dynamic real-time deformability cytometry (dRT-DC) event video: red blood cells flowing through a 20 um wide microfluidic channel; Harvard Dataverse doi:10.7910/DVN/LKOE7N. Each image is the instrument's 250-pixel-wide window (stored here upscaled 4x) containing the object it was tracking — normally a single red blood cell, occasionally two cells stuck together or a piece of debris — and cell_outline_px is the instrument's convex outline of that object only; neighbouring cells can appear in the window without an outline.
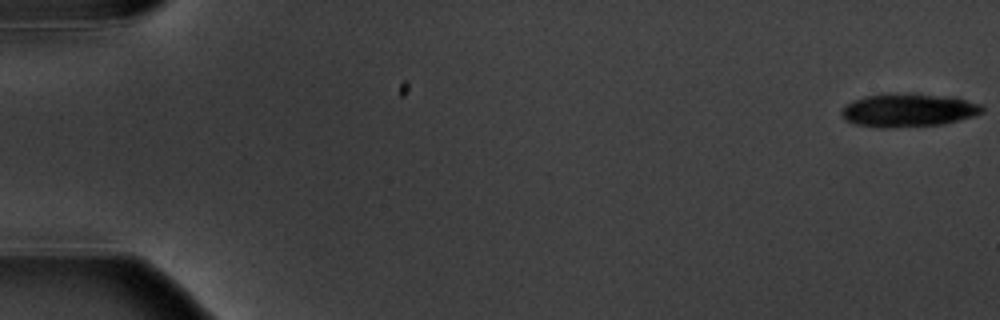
{"species": "common noctule bat (a hibernating species)", "species_latin": "Nyctalus noctula", "temperature_condition": "warm", "stored_images_in_passage": 6, "camera_frame_rate_fps": 3000, "um_per_image_px": 0.085, "animal": {"sex": "male", "body_mass_g": 20.1, "forearm_length_mm": 53.5}, "frame": {"image": 1, "passage_image": 1, "time_ms": 0.0, "image_size_px": [1000, 320], "cell_outline_px": [[984, 112], [972, 116], [944, 124], [888, 128], [872, 128], [852, 124], [844, 120], [840, 112], [848, 104], [864, 96], [916, 92], [956, 96], [980, 104], [984, 108]], "centroid_in_image_um": [77.23, 9.36], "position_along_channel_um": 7.8, "area_um2": 27.86}}
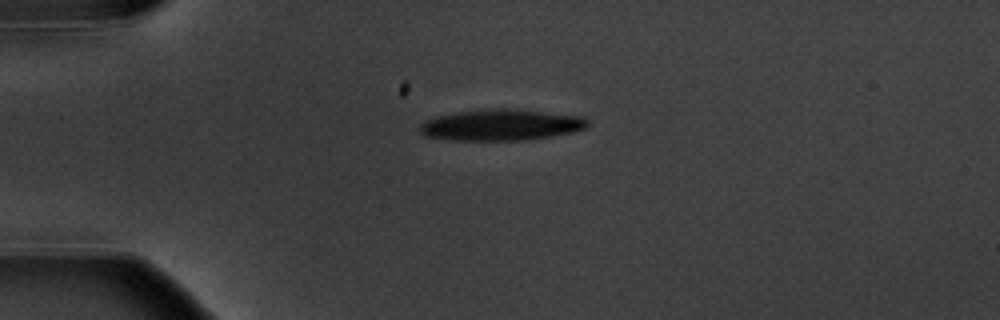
{"frame": {"image": 2, "passage_image": 5, "time_ms": 4.667, "image_size_px": [1000, 320], "cell_outline_px": [[588, 128], [572, 132], [552, 136], [524, 140], [452, 140], [424, 136], [420, 132], [420, 124], [424, 120], [432, 116], [480, 108], [508, 108], [584, 116], [588, 120]], "centroid_in_image_um": [42.56, 10.6], "position_along_channel_um": 42.4, "area_um2": 30.98}}